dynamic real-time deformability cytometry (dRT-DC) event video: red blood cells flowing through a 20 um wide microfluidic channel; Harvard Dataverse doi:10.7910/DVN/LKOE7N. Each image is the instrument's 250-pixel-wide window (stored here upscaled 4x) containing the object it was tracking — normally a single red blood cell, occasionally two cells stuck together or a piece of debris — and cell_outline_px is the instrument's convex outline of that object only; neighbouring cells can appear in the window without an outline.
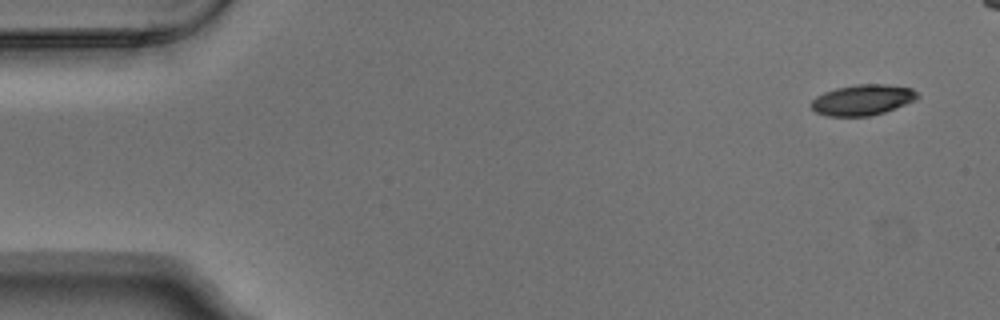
{"species": "Egyptian fruit bat (a non-hibernating species)", "species_latin": "Rousettus aegyptiacus", "temperature_condition": "warm", "stored_images_in_passage": 7, "camera_frame_rate_fps": 3000, "um_per_image_px": 0.085, "animal": {"sex": "male"}, "frame": {"image": 1, "passage_image": 1, "time_ms": 0.0, "image_size_px": [1000, 320], "cell_outline_px": [[920, 96], [916, 100], [884, 112], [868, 116], [828, 116], [816, 112], [812, 108], [812, 100], [816, 96], [824, 92], [836, 88], [856, 84], [888, 84], [912, 88]], "centroid_in_image_um": [73.33, 8.48], "position_along_channel_um": 11.7, "area_um2": 18.96}}
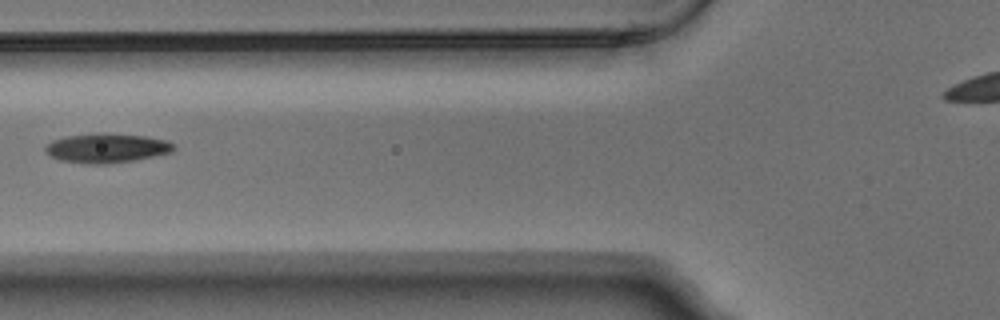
{"frame": {"image": 2, "passage_image": 6, "time_ms": 1.667, "image_size_px": [1000, 320], "cell_outline_px": [[176, 148], [172, 152], [132, 160], [108, 164], [84, 164], [60, 160], [44, 152], [44, 148], [52, 140], [64, 136], [96, 132], [148, 136], [168, 140], [176, 144]], "centroid_in_image_um": [9.07, 12.57], "position_along_channel_um": 116.7, "area_um2": 22.31}}
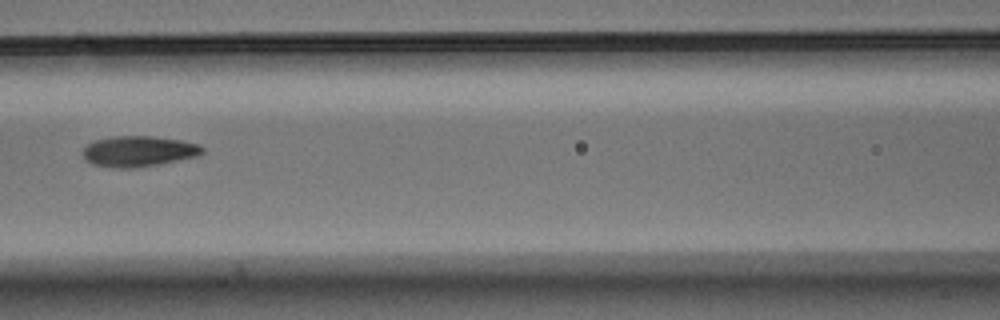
{"frame": {"image": 3, "passage_image": 7, "time_ms": 2.0, "image_size_px": [1000, 320], "cell_outline_px": [[204, 152], [196, 156], [160, 164], [136, 168], [112, 168], [92, 164], [84, 160], [84, 148], [88, 144], [96, 140], [112, 136], [152, 136], [180, 140], [200, 144], [204, 148]], "centroid_in_image_um": [11.78, 12.86], "position_along_channel_um": 154.8, "area_um2": 21.44}}